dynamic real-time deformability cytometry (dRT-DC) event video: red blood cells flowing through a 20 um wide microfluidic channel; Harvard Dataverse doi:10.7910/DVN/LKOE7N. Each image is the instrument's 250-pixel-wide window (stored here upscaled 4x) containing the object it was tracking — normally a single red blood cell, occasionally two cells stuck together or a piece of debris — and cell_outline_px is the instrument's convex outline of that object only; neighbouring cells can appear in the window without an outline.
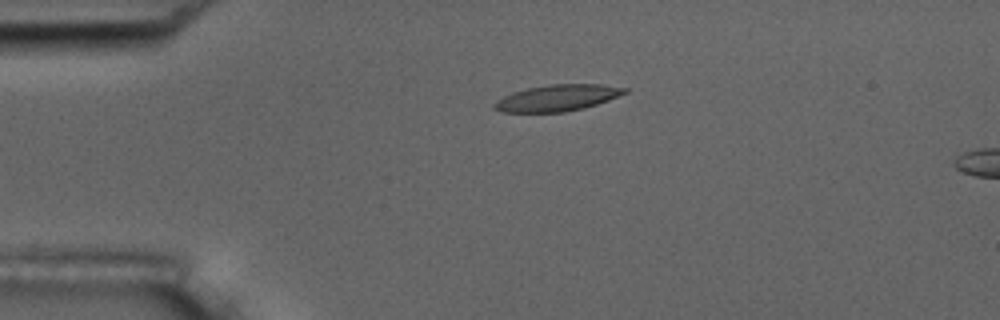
{"species": "common noctule bat (a hibernating species)", "species_latin": "Nyctalus noctula", "temperature_condition": "room temperature", "stored_images_in_passage": 6, "segment_of_instrument_passage": [1, 2], "camera_frame_rate_fps": 3000, "um_per_image_px": 0.085, "animal": {"sex": "male", "body_mass_g": 17.5, "forearm_length_mm": 52.3}, "frame": {"image": 1, "passage_image": 4, "time_ms": 3.667, "image_size_px": [1000, 320], "cell_outline_px": [[628, 92], [608, 100], [584, 108], [564, 112], [504, 112], [492, 108], [492, 104], [496, 100], [512, 92], [528, 88], [548, 84], [604, 84], [628, 88]], "centroid_in_image_um": [47.37, 8.31], "position_along_channel_um": 37.6, "area_um2": 20.11}}